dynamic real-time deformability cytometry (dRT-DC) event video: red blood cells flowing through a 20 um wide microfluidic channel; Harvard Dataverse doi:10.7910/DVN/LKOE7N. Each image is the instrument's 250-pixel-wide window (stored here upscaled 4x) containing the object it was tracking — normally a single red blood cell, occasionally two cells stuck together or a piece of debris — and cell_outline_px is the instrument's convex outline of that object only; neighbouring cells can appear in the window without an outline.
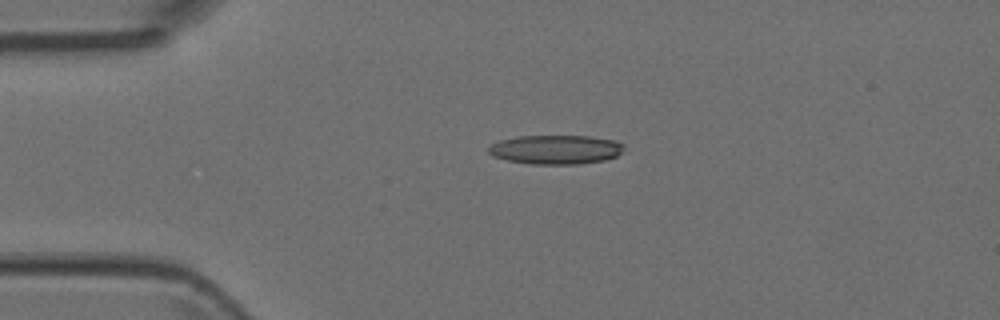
{"species": "Egyptian fruit bat (a non-hibernating species)", "species_latin": "Rousettus aegyptiacus", "temperature_condition": "room temperature", "stored_images_in_passage": 5, "camera_frame_rate_fps": 3000, "um_per_image_px": 0.085, "animal": {"sex": "female"}, "frame": {"image": 1, "passage_image": 3, "time_ms": 0.667, "image_size_px": [1000, 320], "cell_outline_px": [[624, 148], [616, 156], [604, 160], [576, 164], [532, 164], [508, 160], [492, 156], [488, 152], [488, 148], [492, 144], [500, 140], [516, 136], [588, 136], [616, 140], [624, 144]], "centroid_in_image_um": [47.23, 12.7], "position_along_channel_um": 37.8, "area_um2": 22.95}}
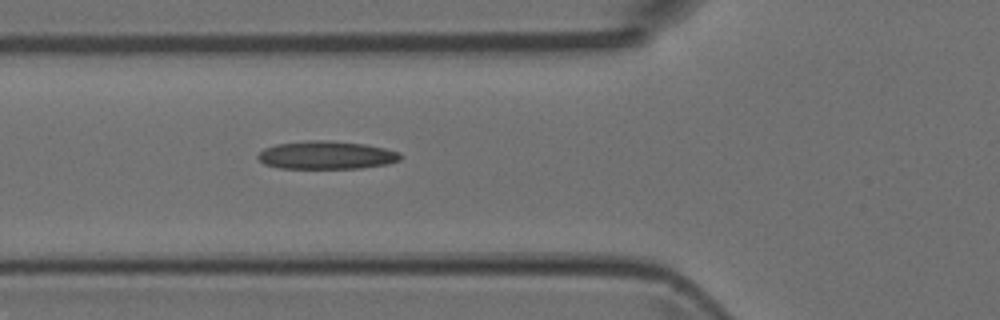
{"frame": {"image": 2, "passage_image": 5, "time_ms": 1.333, "image_size_px": [1000, 320], "cell_outline_px": [[404, 156], [400, 160], [388, 164], [364, 168], [280, 168], [264, 164], [256, 156], [264, 148], [276, 144], [308, 140], [332, 140], [364, 144], [384, 148], [400, 152]], "centroid_in_image_um": [27.78, 13.18], "position_along_channel_um": 98.0, "area_um2": 23.52}}